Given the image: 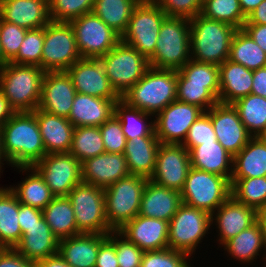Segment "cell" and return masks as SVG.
I'll use <instances>...</instances> for the list:
<instances>
[{
	"label": "cell",
	"instance_id": "6da1fadb",
	"mask_svg": "<svg viewBox=\"0 0 266 267\" xmlns=\"http://www.w3.org/2000/svg\"><path fill=\"white\" fill-rule=\"evenodd\" d=\"M1 150L12 167L33 166L46 155L33 112H16L1 128Z\"/></svg>",
	"mask_w": 266,
	"mask_h": 267
},
{
	"label": "cell",
	"instance_id": "7a4b0ae2",
	"mask_svg": "<svg viewBox=\"0 0 266 267\" xmlns=\"http://www.w3.org/2000/svg\"><path fill=\"white\" fill-rule=\"evenodd\" d=\"M238 29L199 14L190 20L191 59L220 66L229 57L231 42Z\"/></svg>",
	"mask_w": 266,
	"mask_h": 267
},
{
	"label": "cell",
	"instance_id": "3957f363",
	"mask_svg": "<svg viewBox=\"0 0 266 267\" xmlns=\"http://www.w3.org/2000/svg\"><path fill=\"white\" fill-rule=\"evenodd\" d=\"M177 71L150 67L121 98L128 105L157 115L176 100Z\"/></svg>",
	"mask_w": 266,
	"mask_h": 267
},
{
	"label": "cell",
	"instance_id": "277c9868",
	"mask_svg": "<svg viewBox=\"0 0 266 267\" xmlns=\"http://www.w3.org/2000/svg\"><path fill=\"white\" fill-rule=\"evenodd\" d=\"M44 75L38 66L8 62L0 68V91L15 112H33L38 108Z\"/></svg>",
	"mask_w": 266,
	"mask_h": 267
},
{
	"label": "cell",
	"instance_id": "5b68a950",
	"mask_svg": "<svg viewBox=\"0 0 266 267\" xmlns=\"http://www.w3.org/2000/svg\"><path fill=\"white\" fill-rule=\"evenodd\" d=\"M148 59L152 68L179 71L191 59L190 20L167 17Z\"/></svg>",
	"mask_w": 266,
	"mask_h": 267
},
{
	"label": "cell",
	"instance_id": "8992f818",
	"mask_svg": "<svg viewBox=\"0 0 266 267\" xmlns=\"http://www.w3.org/2000/svg\"><path fill=\"white\" fill-rule=\"evenodd\" d=\"M147 180L130 174L104 188L107 222L113 231L119 230L139 214Z\"/></svg>",
	"mask_w": 266,
	"mask_h": 267
},
{
	"label": "cell",
	"instance_id": "52a82bcc",
	"mask_svg": "<svg viewBox=\"0 0 266 267\" xmlns=\"http://www.w3.org/2000/svg\"><path fill=\"white\" fill-rule=\"evenodd\" d=\"M99 59L105 67V73L112 88L120 98L150 68L149 59L146 56L122 41Z\"/></svg>",
	"mask_w": 266,
	"mask_h": 267
},
{
	"label": "cell",
	"instance_id": "ba28073f",
	"mask_svg": "<svg viewBox=\"0 0 266 267\" xmlns=\"http://www.w3.org/2000/svg\"><path fill=\"white\" fill-rule=\"evenodd\" d=\"M180 195L182 203L212 215L231 196V183L221 175L191 167Z\"/></svg>",
	"mask_w": 266,
	"mask_h": 267
},
{
	"label": "cell",
	"instance_id": "9c48e42d",
	"mask_svg": "<svg viewBox=\"0 0 266 267\" xmlns=\"http://www.w3.org/2000/svg\"><path fill=\"white\" fill-rule=\"evenodd\" d=\"M80 233L109 234L104 188L81 182L68 194Z\"/></svg>",
	"mask_w": 266,
	"mask_h": 267
},
{
	"label": "cell",
	"instance_id": "30bf717a",
	"mask_svg": "<svg viewBox=\"0 0 266 267\" xmlns=\"http://www.w3.org/2000/svg\"><path fill=\"white\" fill-rule=\"evenodd\" d=\"M166 18L153 0H141L132 12L121 41L149 58L155 51L160 27Z\"/></svg>",
	"mask_w": 266,
	"mask_h": 267
},
{
	"label": "cell",
	"instance_id": "8fae6325",
	"mask_svg": "<svg viewBox=\"0 0 266 267\" xmlns=\"http://www.w3.org/2000/svg\"><path fill=\"white\" fill-rule=\"evenodd\" d=\"M81 58L70 22L50 21L44 27L41 69L67 71Z\"/></svg>",
	"mask_w": 266,
	"mask_h": 267
},
{
	"label": "cell",
	"instance_id": "7c38bea8",
	"mask_svg": "<svg viewBox=\"0 0 266 267\" xmlns=\"http://www.w3.org/2000/svg\"><path fill=\"white\" fill-rule=\"evenodd\" d=\"M211 223V214L182 203L169 221L168 248L192 256Z\"/></svg>",
	"mask_w": 266,
	"mask_h": 267
},
{
	"label": "cell",
	"instance_id": "4fadbf2b",
	"mask_svg": "<svg viewBox=\"0 0 266 267\" xmlns=\"http://www.w3.org/2000/svg\"><path fill=\"white\" fill-rule=\"evenodd\" d=\"M81 58H100L120 41L121 37L93 12L70 21Z\"/></svg>",
	"mask_w": 266,
	"mask_h": 267
},
{
	"label": "cell",
	"instance_id": "5bb4252c",
	"mask_svg": "<svg viewBox=\"0 0 266 267\" xmlns=\"http://www.w3.org/2000/svg\"><path fill=\"white\" fill-rule=\"evenodd\" d=\"M33 167L55 197L68 196L82 182L81 162L70 152L46 154Z\"/></svg>",
	"mask_w": 266,
	"mask_h": 267
},
{
	"label": "cell",
	"instance_id": "9a60e30c",
	"mask_svg": "<svg viewBox=\"0 0 266 267\" xmlns=\"http://www.w3.org/2000/svg\"><path fill=\"white\" fill-rule=\"evenodd\" d=\"M204 111L196 105L175 100L154 119L155 134L160 143L182 144L189 128Z\"/></svg>",
	"mask_w": 266,
	"mask_h": 267
},
{
	"label": "cell",
	"instance_id": "2e32d148",
	"mask_svg": "<svg viewBox=\"0 0 266 267\" xmlns=\"http://www.w3.org/2000/svg\"><path fill=\"white\" fill-rule=\"evenodd\" d=\"M190 169L189 151L185 146L161 143L157 152L155 170L150 180L180 192Z\"/></svg>",
	"mask_w": 266,
	"mask_h": 267
},
{
	"label": "cell",
	"instance_id": "e0dca14e",
	"mask_svg": "<svg viewBox=\"0 0 266 267\" xmlns=\"http://www.w3.org/2000/svg\"><path fill=\"white\" fill-rule=\"evenodd\" d=\"M206 113L211 117L217 141L234 157L252 137L237 110L232 104L218 102Z\"/></svg>",
	"mask_w": 266,
	"mask_h": 267
},
{
	"label": "cell",
	"instance_id": "ac0fdd59",
	"mask_svg": "<svg viewBox=\"0 0 266 267\" xmlns=\"http://www.w3.org/2000/svg\"><path fill=\"white\" fill-rule=\"evenodd\" d=\"M76 93L103 99H120L112 88L99 58H80L68 70Z\"/></svg>",
	"mask_w": 266,
	"mask_h": 267
},
{
	"label": "cell",
	"instance_id": "d6986e66",
	"mask_svg": "<svg viewBox=\"0 0 266 267\" xmlns=\"http://www.w3.org/2000/svg\"><path fill=\"white\" fill-rule=\"evenodd\" d=\"M75 94L67 71H47L42 80L38 109L68 119Z\"/></svg>",
	"mask_w": 266,
	"mask_h": 267
},
{
	"label": "cell",
	"instance_id": "ffe728a7",
	"mask_svg": "<svg viewBox=\"0 0 266 267\" xmlns=\"http://www.w3.org/2000/svg\"><path fill=\"white\" fill-rule=\"evenodd\" d=\"M168 229L169 222L138 214L117 231L145 252L168 248Z\"/></svg>",
	"mask_w": 266,
	"mask_h": 267
},
{
	"label": "cell",
	"instance_id": "44dd1931",
	"mask_svg": "<svg viewBox=\"0 0 266 267\" xmlns=\"http://www.w3.org/2000/svg\"><path fill=\"white\" fill-rule=\"evenodd\" d=\"M82 182L101 188L130 175L123 153L104 152L81 163Z\"/></svg>",
	"mask_w": 266,
	"mask_h": 267
},
{
	"label": "cell",
	"instance_id": "7402d4cb",
	"mask_svg": "<svg viewBox=\"0 0 266 267\" xmlns=\"http://www.w3.org/2000/svg\"><path fill=\"white\" fill-rule=\"evenodd\" d=\"M256 212L252 207L239 203L230 196L211 215V223H215L219 231V245L253 225L256 222Z\"/></svg>",
	"mask_w": 266,
	"mask_h": 267
},
{
	"label": "cell",
	"instance_id": "603a6c76",
	"mask_svg": "<svg viewBox=\"0 0 266 267\" xmlns=\"http://www.w3.org/2000/svg\"><path fill=\"white\" fill-rule=\"evenodd\" d=\"M0 18L26 30L45 27L51 21L49 0H0Z\"/></svg>",
	"mask_w": 266,
	"mask_h": 267
},
{
	"label": "cell",
	"instance_id": "cb8c5ba5",
	"mask_svg": "<svg viewBox=\"0 0 266 267\" xmlns=\"http://www.w3.org/2000/svg\"><path fill=\"white\" fill-rule=\"evenodd\" d=\"M58 247L59 239L42 217L37 223L27 228L14 249L29 261L37 263L57 254Z\"/></svg>",
	"mask_w": 266,
	"mask_h": 267
},
{
	"label": "cell",
	"instance_id": "d4e9b609",
	"mask_svg": "<svg viewBox=\"0 0 266 267\" xmlns=\"http://www.w3.org/2000/svg\"><path fill=\"white\" fill-rule=\"evenodd\" d=\"M181 204L179 191L160 186L148 179L142 193L139 215L169 222Z\"/></svg>",
	"mask_w": 266,
	"mask_h": 267
},
{
	"label": "cell",
	"instance_id": "484cf974",
	"mask_svg": "<svg viewBox=\"0 0 266 267\" xmlns=\"http://www.w3.org/2000/svg\"><path fill=\"white\" fill-rule=\"evenodd\" d=\"M36 116L46 154L67 153L72 146L74 126L64 117L36 109Z\"/></svg>",
	"mask_w": 266,
	"mask_h": 267
},
{
	"label": "cell",
	"instance_id": "4316f807",
	"mask_svg": "<svg viewBox=\"0 0 266 267\" xmlns=\"http://www.w3.org/2000/svg\"><path fill=\"white\" fill-rule=\"evenodd\" d=\"M118 100L76 93L68 120L74 127H99L115 114V104Z\"/></svg>",
	"mask_w": 266,
	"mask_h": 267
},
{
	"label": "cell",
	"instance_id": "83f0119b",
	"mask_svg": "<svg viewBox=\"0 0 266 267\" xmlns=\"http://www.w3.org/2000/svg\"><path fill=\"white\" fill-rule=\"evenodd\" d=\"M107 234L81 233L59 240L58 253L72 267H95L97 253Z\"/></svg>",
	"mask_w": 266,
	"mask_h": 267
},
{
	"label": "cell",
	"instance_id": "f1b7e54d",
	"mask_svg": "<svg viewBox=\"0 0 266 267\" xmlns=\"http://www.w3.org/2000/svg\"><path fill=\"white\" fill-rule=\"evenodd\" d=\"M252 80V70L227 59L219 66L220 93L218 102L233 104L251 94Z\"/></svg>",
	"mask_w": 266,
	"mask_h": 267
},
{
	"label": "cell",
	"instance_id": "f546056e",
	"mask_svg": "<svg viewBox=\"0 0 266 267\" xmlns=\"http://www.w3.org/2000/svg\"><path fill=\"white\" fill-rule=\"evenodd\" d=\"M191 167L231 180L234 157L218 142H207L189 150Z\"/></svg>",
	"mask_w": 266,
	"mask_h": 267
},
{
	"label": "cell",
	"instance_id": "4dcf8cb0",
	"mask_svg": "<svg viewBox=\"0 0 266 267\" xmlns=\"http://www.w3.org/2000/svg\"><path fill=\"white\" fill-rule=\"evenodd\" d=\"M160 144L157 136H142L126 141L123 154L129 172L150 179L155 170Z\"/></svg>",
	"mask_w": 266,
	"mask_h": 267
},
{
	"label": "cell",
	"instance_id": "1f68e13d",
	"mask_svg": "<svg viewBox=\"0 0 266 267\" xmlns=\"http://www.w3.org/2000/svg\"><path fill=\"white\" fill-rule=\"evenodd\" d=\"M266 177V144L260 137H251L234 156L231 178Z\"/></svg>",
	"mask_w": 266,
	"mask_h": 267
},
{
	"label": "cell",
	"instance_id": "d6a6232c",
	"mask_svg": "<svg viewBox=\"0 0 266 267\" xmlns=\"http://www.w3.org/2000/svg\"><path fill=\"white\" fill-rule=\"evenodd\" d=\"M19 171L31 172L16 187H9L20 203L43 210L55 197L33 166H17Z\"/></svg>",
	"mask_w": 266,
	"mask_h": 267
},
{
	"label": "cell",
	"instance_id": "836d02e7",
	"mask_svg": "<svg viewBox=\"0 0 266 267\" xmlns=\"http://www.w3.org/2000/svg\"><path fill=\"white\" fill-rule=\"evenodd\" d=\"M19 201L9 187H0V246L15 248L22 238L18 220Z\"/></svg>",
	"mask_w": 266,
	"mask_h": 267
},
{
	"label": "cell",
	"instance_id": "e575fe53",
	"mask_svg": "<svg viewBox=\"0 0 266 267\" xmlns=\"http://www.w3.org/2000/svg\"><path fill=\"white\" fill-rule=\"evenodd\" d=\"M42 213L45 222L59 240L81 234L77 228L73 207L67 196L54 197Z\"/></svg>",
	"mask_w": 266,
	"mask_h": 267
},
{
	"label": "cell",
	"instance_id": "d590c367",
	"mask_svg": "<svg viewBox=\"0 0 266 267\" xmlns=\"http://www.w3.org/2000/svg\"><path fill=\"white\" fill-rule=\"evenodd\" d=\"M222 246L234 259L245 264L255 261L254 259L260 255L259 252L266 250L263 234L257 222L226 241Z\"/></svg>",
	"mask_w": 266,
	"mask_h": 267
},
{
	"label": "cell",
	"instance_id": "8d00e7d4",
	"mask_svg": "<svg viewBox=\"0 0 266 267\" xmlns=\"http://www.w3.org/2000/svg\"><path fill=\"white\" fill-rule=\"evenodd\" d=\"M141 0H95L92 12L120 37L125 33L134 8Z\"/></svg>",
	"mask_w": 266,
	"mask_h": 267
},
{
	"label": "cell",
	"instance_id": "74e56055",
	"mask_svg": "<svg viewBox=\"0 0 266 267\" xmlns=\"http://www.w3.org/2000/svg\"><path fill=\"white\" fill-rule=\"evenodd\" d=\"M115 115L121 122L126 141L136 137L156 136L154 120H147L148 116H154L128 105L121 98L115 104Z\"/></svg>",
	"mask_w": 266,
	"mask_h": 267
},
{
	"label": "cell",
	"instance_id": "f35d334b",
	"mask_svg": "<svg viewBox=\"0 0 266 267\" xmlns=\"http://www.w3.org/2000/svg\"><path fill=\"white\" fill-rule=\"evenodd\" d=\"M228 60L252 71L266 67V53L243 29H238L233 36Z\"/></svg>",
	"mask_w": 266,
	"mask_h": 267
},
{
	"label": "cell",
	"instance_id": "ab89813d",
	"mask_svg": "<svg viewBox=\"0 0 266 267\" xmlns=\"http://www.w3.org/2000/svg\"><path fill=\"white\" fill-rule=\"evenodd\" d=\"M252 137L266 129V98L249 94L232 104Z\"/></svg>",
	"mask_w": 266,
	"mask_h": 267
},
{
	"label": "cell",
	"instance_id": "60d3db41",
	"mask_svg": "<svg viewBox=\"0 0 266 267\" xmlns=\"http://www.w3.org/2000/svg\"><path fill=\"white\" fill-rule=\"evenodd\" d=\"M231 196L256 211L266 206V177L231 178Z\"/></svg>",
	"mask_w": 266,
	"mask_h": 267
},
{
	"label": "cell",
	"instance_id": "b9f144b4",
	"mask_svg": "<svg viewBox=\"0 0 266 267\" xmlns=\"http://www.w3.org/2000/svg\"><path fill=\"white\" fill-rule=\"evenodd\" d=\"M105 152L100 128L95 126L75 127L70 153L81 163Z\"/></svg>",
	"mask_w": 266,
	"mask_h": 267
},
{
	"label": "cell",
	"instance_id": "7bdbcfd3",
	"mask_svg": "<svg viewBox=\"0 0 266 267\" xmlns=\"http://www.w3.org/2000/svg\"><path fill=\"white\" fill-rule=\"evenodd\" d=\"M201 15L242 29L247 17L243 14L239 0H203Z\"/></svg>",
	"mask_w": 266,
	"mask_h": 267
},
{
	"label": "cell",
	"instance_id": "ee69618b",
	"mask_svg": "<svg viewBox=\"0 0 266 267\" xmlns=\"http://www.w3.org/2000/svg\"><path fill=\"white\" fill-rule=\"evenodd\" d=\"M176 100L196 105L204 112L218 103V99L208 90V84L190 83L177 71Z\"/></svg>",
	"mask_w": 266,
	"mask_h": 267
},
{
	"label": "cell",
	"instance_id": "f6af8a7d",
	"mask_svg": "<svg viewBox=\"0 0 266 267\" xmlns=\"http://www.w3.org/2000/svg\"><path fill=\"white\" fill-rule=\"evenodd\" d=\"M179 72L190 83L208 84V90L218 99L220 93L219 66L190 59Z\"/></svg>",
	"mask_w": 266,
	"mask_h": 267
},
{
	"label": "cell",
	"instance_id": "bcb514c9",
	"mask_svg": "<svg viewBox=\"0 0 266 267\" xmlns=\"http://www.w3.org/2000/svg\"><path fill=\"white\" fill-rule=\"evenodd\" d=\"M43 45L44 27L27 30L18 54L11 63L38 66L41 68Z\"/></svg>",
	"mask_w": 266,
	"mask_h": 267
},
{
	"label": "cell",
	"instance_id": "7dc6e473",
	"mask_svg": "<svg viewBox=\"0 0 266 267\" xmlns=\"http://www.w3.org/2000/svg\"><path fill=\"white\" fill-rule=\"evenodd\" d=\"M95 0H49L51 21L70 22L92 12Z\"/></svg>",
	"mask_w": 266,
	"mask_h": 267
},
{
	"label": "cell",
	"instance_id": "c3c4849f",
	"mask_svg": "<svg viewBox=\"0 0 266 267\" xmlns=\"http://www.w3.org/2000/svg\"><path fill=\"white\" fill-rule=\"evenodd\" d=\"M188 257L191 256L171 248L145 251L140 267H191Z\"/></svg>",
	"mask_w": 266,
	"mask_h": 267
},
{
	"label": "cell",
	"instance_id": "681fc988",
	"mask_svg": "<svg viewBox=\"0 0 266 267\" xmlns=\"http://www.w3.org/2000/svg\"><path fill=\"white\" fill-rule=\"evenodd\" d=\"M27 30L0 18V42L4 55V66L18 54Z\"/></svg>",
	"mask_w": 266,
	"mask_h": 267
},
{
	"label": "cell",
	"instance_id": "f907efd6",
	"mask_svg": "<svg viewBox=\"0 0 266 267\" xmlns=\"http://www.w3.org/2000/svg\"><path fill=\"white\" fill-rule=\"evenodd\" d=\"M107 238L115 245L119 267H140L144 254L142 249L128 241L118 231L110 232Z\"/></svg>",
	"mask_w": 266,
	"mask_h": 267
},
{
	"label": "cell",
	"instance_id": "816d5d0a",
	"mask_svg": "<svg viewBox=\"0 0 266 267\" xmlns=\"http://www.w3.org/2000/svg\"><path fill=\"white\" fill-rule=\"evenodd\" d=\"M216 141L217 138L211 117L206 112H203L189 128L182 145L189 151L202 143Z\"/></svg>",
	"mask_w": 266,
	"mask_h": 267
},
{
	"label": "cell",
	"instance_id": "f5cc1de1",
	"mask_svg": "<svg viewBox=\"0 0 266 267\" xmlns=\"http://www.w3.org/2000/svg\"><path fill=\"white\" fill-rule=\"evenodd\" d=\"M100 128L105 152L124 153L126 138L122 132L121 122L114 114L105 121Z\"/></svg>",
	"mask_w": 266,
	"mask_h": 267
},
{
	"label": "cell",
	"instance_id": "db71d44e",
	"mask_svg": "<svg viewBox=\"0 0 266 267\" xmlns=\"http://www.w3.org/2000/svg\"><path fill=\"white\" fill-rule=\"evenodd\" d=\"M167 17L191 20L201 14L203 0H153Z\"/></svg>",
	"mask_w": 266,
	"mask_h": 267
},
{
	"label": "cell",
	"instance_id": "11a10c76",
	"mask_svg": "<svg viewBox=\"0 0 266 267\" xmlns=\"http://www.w3.org/2000/svg\"><path fill=\"white\" fill-rule=\"evenodd\" d=\"M95 267H119L115 245L108 238L99 247Z\"/></svg>",
	"mask_w": 266,
	"mask_h": 267
},
{
	"label": "cell",
	"instance_id": "9f6ffc18",
	"mask_svg": "<svg viewBox=\"0 0 266 267\" xmlns=\"http://www.w3.org/2000/svg\"><path fill=\"white\" fill-rule=\"evenodd\" d=\"M0 267H35V263L23 257L14 248H2Z\"/></svg>",
	"mask_w": 266,
	"mask_h": 267
},
{
	"label": "cell",
	"instance_id": "6f0895ef",
	"mask_svg": "<svg viewBox=\"0 0 266 267\" xmlns=\"http://www.w3.org/2000/svg\"><path fill=\"white\" fill-rule=\"evenodd\" d=\"M42 217V210L19 202L18 220L22 234Z\"/></svg>",
	"mask_w": 266,
	"mask_h": 267
},
{
	"label": "cell",
	"instance_id": "680465c9",
	"mask_svg": "<svg viewBox=\"0 0 266 267\" xmlns=\"http://www.w3.org/2000/svg\"><path fill=\"white\" fill-rule=\"evenodd\" d=\"M242 29L266 53V24H244Z\"/></svg>",
	"mask_w": 266,
	"mask_h": 267
},
{
	"label": "cell",
	"instance_id": "91938a15",
	"mask_svg": "<svg viewBox=\"0 0 266 267\" xmlns=\"http://www.w3.org/2000/svg\"><path fill=\"white\" fill-rule=\"evenodd\" d=\"M251 94L266 98V67L253 71Z\"/></svg>",
	"mask_w": 266,
	"mask_h": 267
},
{
	"label": "cell",
	"instance_id": "94428289",
	"mask_svg": "<svg viewBox=\"0 0 266 267\" xmlns=\"http://www.w3.org/2000/svg\"><path fill=\"white\" fill-rule=\"evenodd\" d=\"M244 24H266V0H263L248 16Z\"/></svg>",
	"mask_w": 266,
	"mask_h": 267
},
{
	"label": "cell",
	"instance_id": "6125c7cd",
	"mask_svg": "<svg viewBox=\"0 0 266 267\" xmlns=\"http://www.w3.org/2000/svg\"><path fill=\"white\" fill-rule=\"evenodd\" d=\"M7 98L0 91V128L15 114Z\"/></svg>",
	"mask_w": 266,
	"mask_h": 267
},
{
	"label": "cell",
	"instance_id": "be15d7a7",
	"mask_svg": "<svg viewBox=\"0 0 266 267\" xmlns=\"http://www.w3.org/2000/svg\"><path fill=\"white\" fill-rule=\"evenodd\" d=\"M35 267H72L70 266L59 253L49 256L35 263Z\"/></svg>",
	"mask_w": 266,
	"mask_h": 267
},
{
	"label": "cell",
	"instance_id": "e7e4bbea",
	"mask_svg": "<svg viewBox=\"0 0 266 267\" xmlns=\"http://www.w3.org/2000/svg\"><path fill=\"white\" fill-rule=\"evenodd\" d=\"M256 222L258 223L261 233L266 244V206L257 210L256 212Z\"/></svg>",
	"mask_w": 266,
	"mask_h": 267
},
{
	"label": "cell",
	"instance_id": "03108f58",
	"mask_svg": "<svg viewBox=\"0 0 266 267\" xmlns=\"http://www.w3.org/2000/svg\"><path fill=\"white\" fill-rule=\"evenodd\" d=\"M243 14L247 17L263 0H239Z\"/></svg>",
	"mask_w": 266,
	"mask_h": 267
},
{
	"label": "cell",
	"instance_id": "003e7915",
	"mask_svg": "<svg viewBox=\"0 0 266 267\" xmlns=\"http://www.w3.org/2000/svg\"><path fill=\"white\" fill-rule=\"evenodd\" d=\"M4 161H6V159L4 158V156L2 154V150H1V133H0V173H2L1 170H2V166L4 165V163H2V162H4Z\"/></svg>",
	"mask_w": 266,
	"mask_h": 267
},
{
	"label": "cell",
	"instance_id": "a7ac6f4b",
	"mask_svg": "<svg viewBox=\"0 0 266 267\" xmlns=\"http://www.w3.org/2000/svg\"><path fill=\"white\" fill-rule=\"evenodd\" d=\"M3 66H4V55H3L2 46L0 42V68Z\"/></svg>",
	"mask_w": 266,
	"mask_h": 267
},
{
	"label": "cell",
	"instance_id": "89a4df30",
	"mask_svg": "<svg viewBox=\"0 0 266 267\" xmlns=\"http://www.w3.org/2000/svg\"><path fill=\"white\" fill-rule=\"evenodd\" d=\"M259 137L266 144V129L259 135Z\"/></svg>",
	"mask_w": 266,
	"mask_h": 267
},
{
	"label": "cell",
	"instance_id": "2644e50d",
	"mask_svg": "<svg viewBox=\"0 0 266 267\" xmlns=\"http://www.w3.org/2000/svg\"><path fill=\"white\" fill-rule=\"evenodd\" d=\"M264 252H265V253H264V256H265V257H263V259L265 258V262H264V265H265V263H266V250H265ZM264 267H266V265H265Z\"/></svg>",
	"mask_w": 266,
	"mask_h": 267
}]
</instances>
